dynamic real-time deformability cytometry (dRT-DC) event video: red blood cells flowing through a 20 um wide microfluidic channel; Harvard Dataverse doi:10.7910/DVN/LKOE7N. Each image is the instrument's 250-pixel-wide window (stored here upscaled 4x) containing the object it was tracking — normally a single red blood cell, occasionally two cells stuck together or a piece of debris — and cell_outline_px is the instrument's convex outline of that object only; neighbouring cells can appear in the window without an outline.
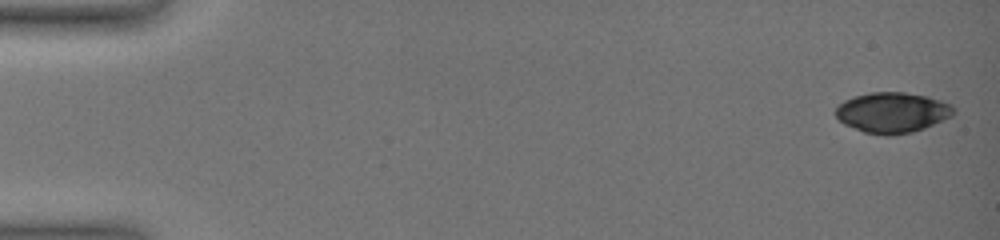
{"species": "common noctule bat (a hibernating species)", "species_latin": "Nyctalus noctula", "temperature_condition": "warm", "stored_images_in_passage": 12, "camera_frame_rate_fps": 3000, "um_per_image_px": 0.085, "animal": {"sex": "female", "body_mass_g": 19.0, "forearm_length_mm": 51.5}, "frame": {"image": 1, "passage_image": 1, "time_ms": 0.0, "image_size_px": [1000, 240], "cell_outline_px": [[956, 112], [952, 116], [924, 128], [912, 132], [888, 136], [884, 136], [864, 132], [844, 124], [836, 116], [836, 108], [844, 100], [856, 96], [872, 92], [904, 92], [928, 96], [952, 104], [956, 108]], "centroid_in_image_um": [75.88, 9.56], "position_along_channel_um": 9.1, "area_um2": 27.86}}
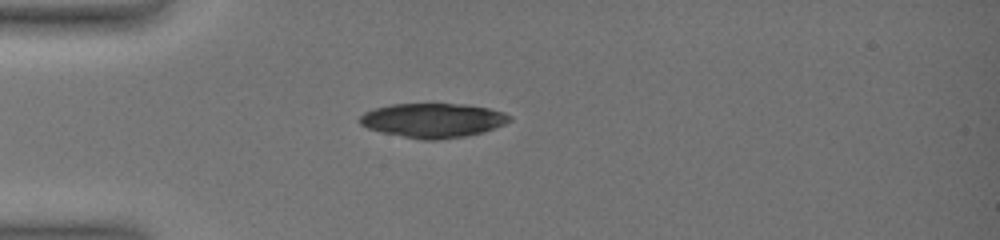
{"frame": {"image": 2, "passage_image": 9, "time_ms": 4.667, "image_size_px": [1000, 240], "cell_outline_px": [[512, 120], [504, 124], [484, 132], [464, 136], [436, 140], [420, 140], [380, 132], [368, 128], [360, 124], [356, 120], [364, 112], [388, 104], [464, 104], [488, 108], [504, 112], [512, 116]], "centroid_in_image_um": [36.78, 10.23], "position_along_channel_um": 48.2, "area_um2": 30.17}}
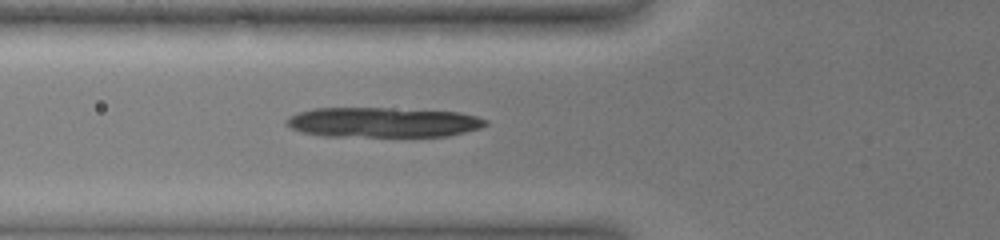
{"frame": {"image": 3, "passage_image": 12, "time_ms": 6.333, "image_size_px": [1000, 240], "cell_outline_px": [[488, 124], [480, 128], [448, 136], [324, 136], [300, 132], [284, 124], [284, 120], [288, 116], [296, 112], [312, 108], [388, 108], [460, 112], [476, 116], [488, 120]], "centroid_in_image_um": [32.49, 10.39], "position_along_channel_um": 93.3, "area_um2": 35.03}}